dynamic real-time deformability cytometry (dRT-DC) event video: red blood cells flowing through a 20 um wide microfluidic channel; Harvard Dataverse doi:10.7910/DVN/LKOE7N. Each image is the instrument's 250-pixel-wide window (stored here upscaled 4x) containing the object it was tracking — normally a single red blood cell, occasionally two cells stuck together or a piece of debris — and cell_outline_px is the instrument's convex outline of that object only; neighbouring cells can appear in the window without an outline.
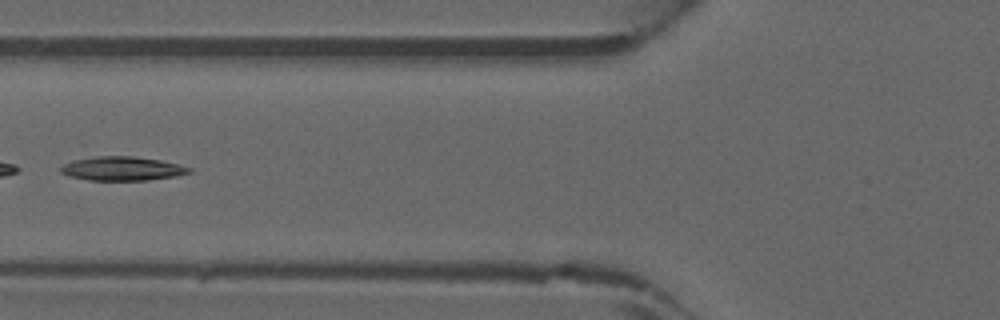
{"species": "common noctule bat (a hibernating species)", "species_latin": "Nyctalus noctula", "temperature_condition": "warm", "stored_images_in_passage": 40, "camera_frame_rate_fps": 3000, "um_per_image_px": 0.085, "animal": {"sex": "male", "forearm_length_mm": 52.5}, "frame": {"image": 1, "passage_image": 17, "time_ms": 5.333, "image_size_px": [1000, 320], "cell_outline_px": [[192, 172], [176, 176], [148, 180], [88, 180], [68, 176], [60, 172], [60, 168], [64, 164], [72, 160], [96, 156], [132, 156], [160, 160], [180, 164], [192, 168]], "centroid_in_image_um": [10.39, 14.33], "position_along_channel_um": 115.4, "area_um2": 18.03}}